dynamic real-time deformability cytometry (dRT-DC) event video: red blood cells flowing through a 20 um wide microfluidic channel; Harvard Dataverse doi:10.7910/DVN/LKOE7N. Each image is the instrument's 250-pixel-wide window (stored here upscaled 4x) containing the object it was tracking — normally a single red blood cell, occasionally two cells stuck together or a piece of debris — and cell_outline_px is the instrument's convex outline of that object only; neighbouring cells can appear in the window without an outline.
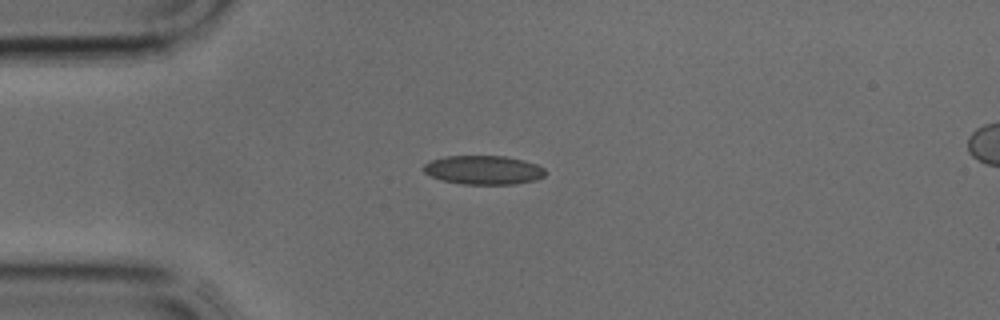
{"species": "common noctule bat (a hibernating species)", "species_latin": "Nyctalus noctula", "temperature_condition": "cold", "stored_images_in_passage": 14, "camera_frame_rate_fps": 3000, "um_per_image_px": 0.085, "animal": {"sex": "male", "body_mass_g": 17.9, "forearm_length_mm": 54.2}, "frame": {"image": 1, "passage_image": 1, "time_ms": 0.0, "image_size_px": [1000, 320], "cell_outline_px": [[544, 176], [536, 180], [512, 184], [460, 184], [440, 180], [424, 172], [424, 164], [432, 160], [448, 156], [504, 156], [524, 160], [536, 164], [544, 168]], "centroid_in_image_um": [41.1, 14.45], "position_along_channel_um": 43.9, "area_um2": 20.4}}
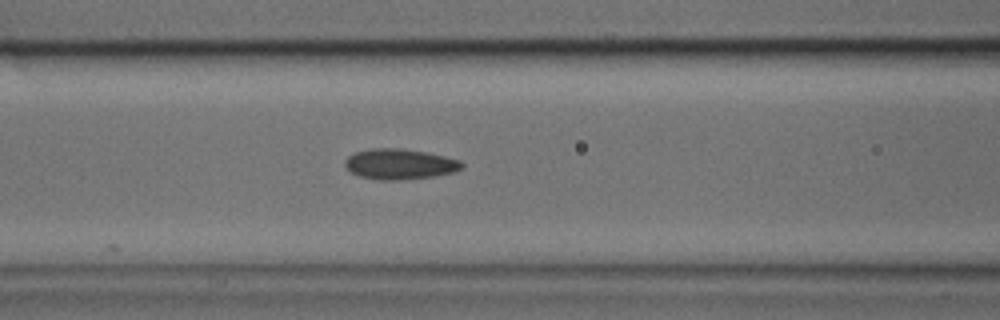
{"frame": {"image": 2, "passage_image": 7, "time_ms": 2.0, "image_size_px": [1000, 320], "cell_outline_px": [[464, 168], [456, 172], [436, 176], [400, 180], [380, 180], [360, 176], [352, 172], [344, 164], [344, 160], [348, 156], [356, 152], [372, 148], [400, 148], [428, 152], [460, 160], [464, 164]], "centroid_in_image_um": [34.03, 13.95], "position_along_channel_um": 132.6, "area_um2": 20.92}}